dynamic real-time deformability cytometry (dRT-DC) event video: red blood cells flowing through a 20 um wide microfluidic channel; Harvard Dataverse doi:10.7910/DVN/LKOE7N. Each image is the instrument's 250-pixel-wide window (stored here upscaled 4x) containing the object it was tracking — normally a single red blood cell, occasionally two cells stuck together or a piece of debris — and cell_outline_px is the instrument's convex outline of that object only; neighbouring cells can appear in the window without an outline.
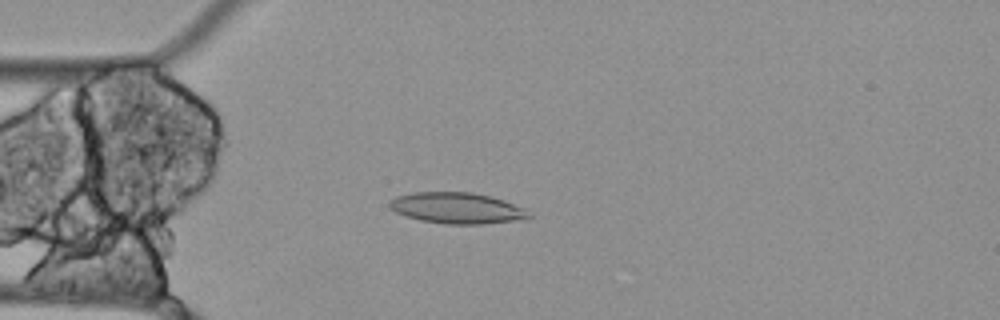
{"species": "Egyptian fruit bat (a non-hibernating species)", "species_latin": "Rousettus aegyptiacus", "temperature_condition": "cold", "stored_images_in_passage": 57, "camera_frame_rate_fps": 3000, "um_per_image_px": 0.085, "animal": {"sex": "female"}, "frame": {"image": 1, "passage_image": 15, "time_ms": 4.667, "image_size_px": [1000, 320], "cell_outline_px": [[532, 216], [512, 220], [484, 224], [444, 224], [420, 220], [396, 212], [388, 204], [388, 200], [396, 196], [412, 192], [472, 192], [504, 200], [524, 208]], "centroid_in_image_um": [38.79, 17.67], "position_along_channel_um": 46.2, "area_um2": 24.97}}
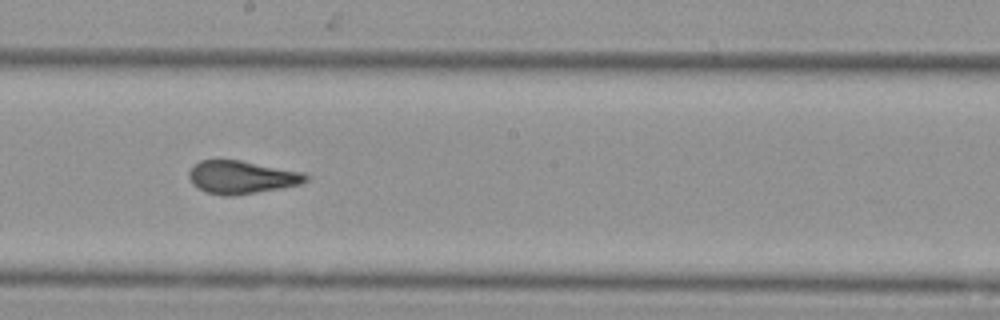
{"frame": {"image": 2, "passage_image": 31, "time_ms": 10.0, "image_size_px": [1000, 320], "cell_outline_px": [[308, 180], [300, 184], [280, 188], [232, 196], [224, 196], [204, 192], [192, 184], [188, 176], [188, 172], [200, 160], [240, 160], [304, 172], [308, 176]], "centroid_in_image_um": [20.52, 15.07], "position_along_channel_um": 227.7, "area_um2": 22.43}}
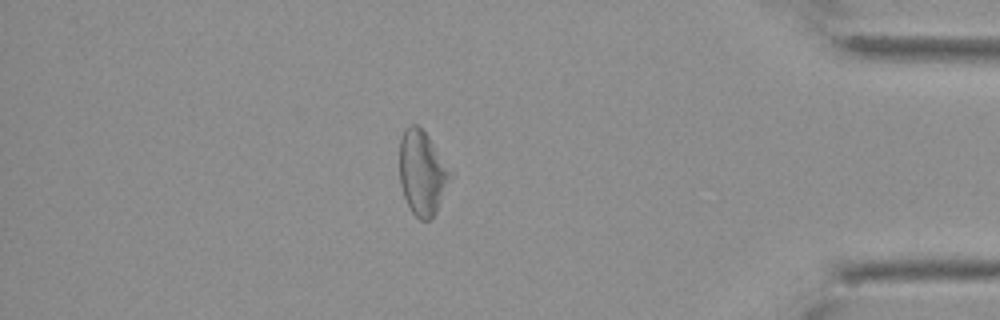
{"frame": {"image": 3, "passage_image": 49, "time_ms": 16.0, "image_size_px": [1000, 320], "cell_outline_px": [[448, 172], [436, 212], [428, 220], [420, 220], [412, 212], [404, 196], [400, 184], [400, 140], [404, 128], [412, 124], [416, 124], [428, 136]], "centroid_in_image_um": [35.77, 14.67], "position_along_channel_um": 399.4, "area_um2": 23.35}, "authors_computed_cell_mechanics": {"area_um2": 24.854, "velocity_mm_per_s": 3.4607, "shape_relaxation_time_tau1_ms": 1.9968, "shape_relaxation_time_tau2_ms": 1.8713, "deformation_change_tau1": 0.0374, "deformation_change_tau2": 0.1065}}